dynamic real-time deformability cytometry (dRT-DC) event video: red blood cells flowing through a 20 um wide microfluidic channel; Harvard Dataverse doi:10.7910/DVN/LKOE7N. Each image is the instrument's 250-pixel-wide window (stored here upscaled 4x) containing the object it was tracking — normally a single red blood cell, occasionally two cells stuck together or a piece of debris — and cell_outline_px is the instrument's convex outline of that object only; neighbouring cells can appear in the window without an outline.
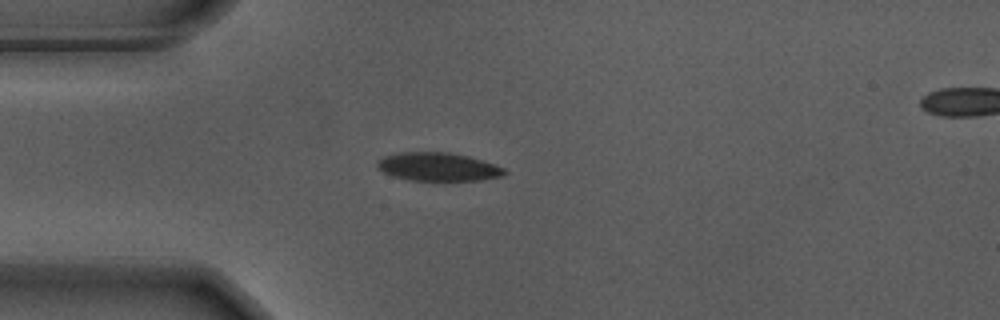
{"species": "Egyptian fruit bat (a non-hibernating species)", "species_latin": "Rousettus aegyptiacus", "temperature_condition": "warm", "stored_images_in_passage": 42, "camera_frame_rate_fps": 3000, "um_per_image_px": 0.085, "animal": {"sex": "male"}, "frame": {"image": 1, "passage_image": 1, "time_ms": 0.0, "image_size_px": [1000, 320], "cell_outline_px": [[508, 172], [500, 176], [480, 180], [408, 180], [392, 176], [376, 168], [376, 164], [384, 156], [400, 152], [448, 152], [468, 156], [496, 164], [504, 168]], "centroid_in_image_um": [37.23, 14.17], "position_along_channel_um": 47.8, "area_um2": 20.98}}
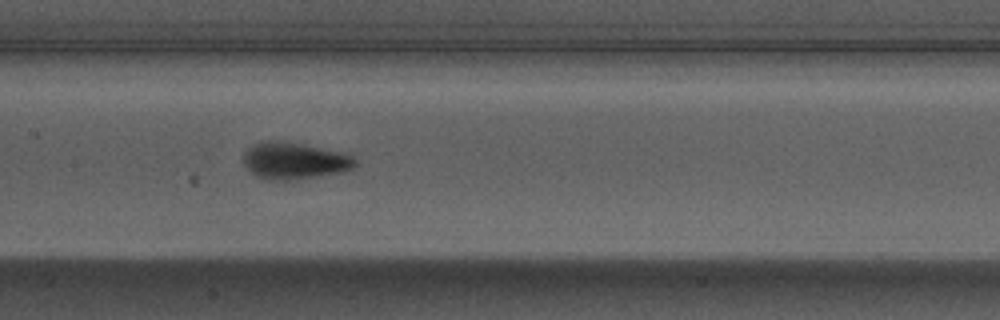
{"frame": {"image": 2, "passage_image": 13, "time_ms": 4.0, "image_size_px": [1000, 320], "cell_outline_px": [[356, 164], [352, 168], [344, 172], [296, 180], [268, 180], [256, 176], [244, 164], [244, 152], [252, 144], [268, 140], [300, 144], [352, 152], [356, 160]], "centroid_in_image_um": [25.1, 13.67], "position_along_channel_um": 182.3, "area_um2": 24.33}}
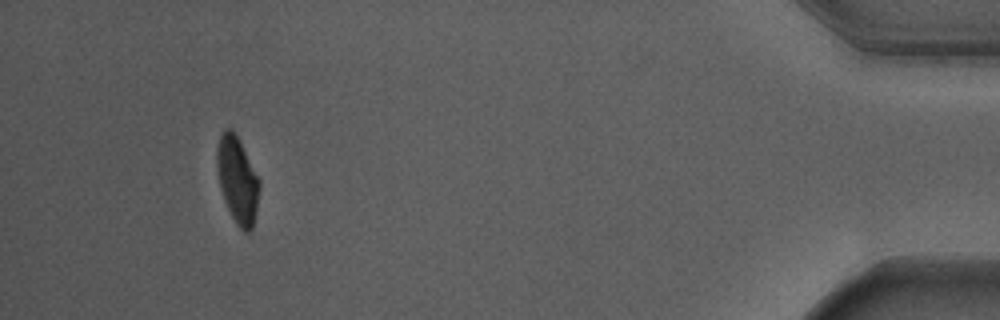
{"frame": {"image": 3, "passage_image": 38, "time_ms": 12.333, "image_size_px": [1000, 320], "cell_outline_px": [[260, 188], [256, 212], [252, 228], [248, 232], [244, 232], [236, 224], [224, 200], [220, 188], [216, 168], [216, 152], [220, 136], [224, 128], [232, 128], [240, 140], [260, 180]], "centroid_in_image_um": [20.18, 15.27], "position_along_channel_um": 415.0, "area_um2": 21.56}, "authors_computed_cell_mechanics": {"area_um2": 22.5131, "velocity_mm_per_s": 3.677, "shape_relaxation_time_tau1_ms": 2.7897, "shape_relaxation_time_tau2_ms": null, "deformation_change_tau1": 0.1523, "deformation_change_tau2": null}}